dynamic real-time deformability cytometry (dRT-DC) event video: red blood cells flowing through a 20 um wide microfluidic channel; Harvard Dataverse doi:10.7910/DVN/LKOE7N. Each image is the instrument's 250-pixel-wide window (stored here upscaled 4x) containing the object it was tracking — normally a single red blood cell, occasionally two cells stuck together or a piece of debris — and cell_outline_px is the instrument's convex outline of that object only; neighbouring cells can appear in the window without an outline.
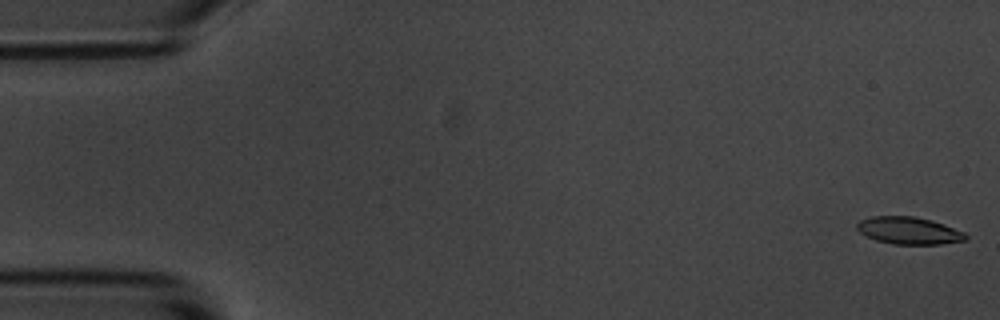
{"species": "common noctule bat (a hibernating species)", "species_latin": "Nyctalus noctula", "temperature_condition": "room temperature", "stored_images_in_passage": 56, "camera_frame_rate_fps": 3000, "um_per_image_px": 0.085, "animal": {"sex": "male", "body_mass_g": 20.1, "forearm_length_mm": 53.5}, "frame": {"image": 1, "passage_image": 1, "time_ms": 0.0, "image_size_px": [1000, 320], "cell_outline_px": [[968, 240], [940, 244], [892, 244], [876, 240], [860, 232], [856, 228], [856, 224], [860, 220], [872, 216], [912, 216], [932, 220], [944, 224], [964, 232], [968, 236]], "centroid_in_image_um": [77.27, 19.6], "position_along_channel_um": 7.7, "area_um2": 17.28}}
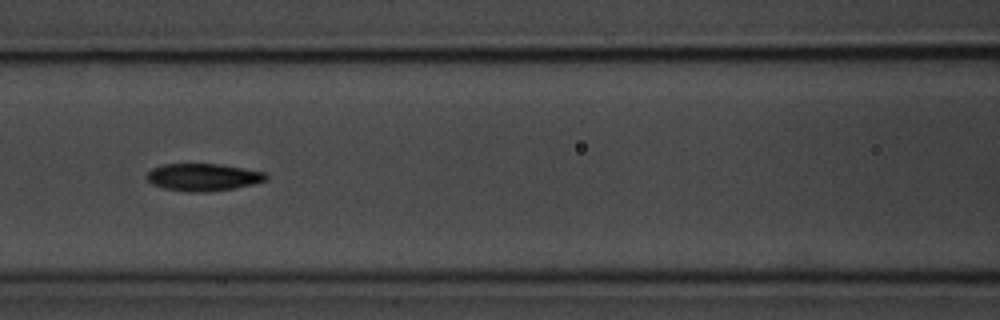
{"frame": {"image": 2, "passage_image": 24, "time_ms": 7.667, "image_size_px": [1000, 320], "cell_outline_px": [[268, 180], [236, 188], [212, 192], [188, 192], [164, 188], [152, 184], [144, 176], [152, 168], [164, 164], [220, 164], [264, 172], [268, 176]], "centroid_in_image_um": [17.26, 15.07], "position_along_channel_um": 149.3, "area_um2": 19.13}}
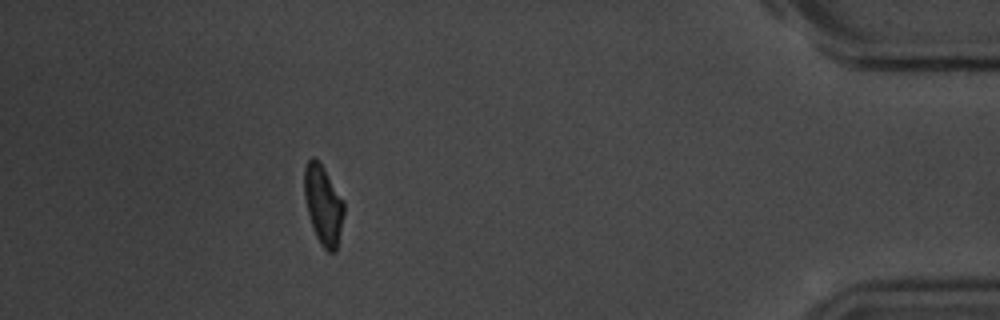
{"frame": {"image": 3, "passage_image": 50, "time_ms": 16.333, "image_size_px": [1000, 320], "cell_outline_px": [[344, 212], [336, 252], [328, 252], [320, 244], [312, 228], [304, 196], [304, 168], [308, 160], [312, 156], [320, 164], [344, 200]], "centroid_in_image_um": [27.47, 17.45], "position_along_channel_um": 407.7, "area_um2": 18.09}, "authors_computed_cell_mechanics": {"area_um2": 18.3804, "velocity_mm_per_s": 3.5954, "shape_relaxation_time_tau1_ms": 3.3525, "shape_relaxation_time_tau2_ms": 3.3311, "deformation_change_tau1": 0.1476, "deformation_change_tau2": 0.0807}}